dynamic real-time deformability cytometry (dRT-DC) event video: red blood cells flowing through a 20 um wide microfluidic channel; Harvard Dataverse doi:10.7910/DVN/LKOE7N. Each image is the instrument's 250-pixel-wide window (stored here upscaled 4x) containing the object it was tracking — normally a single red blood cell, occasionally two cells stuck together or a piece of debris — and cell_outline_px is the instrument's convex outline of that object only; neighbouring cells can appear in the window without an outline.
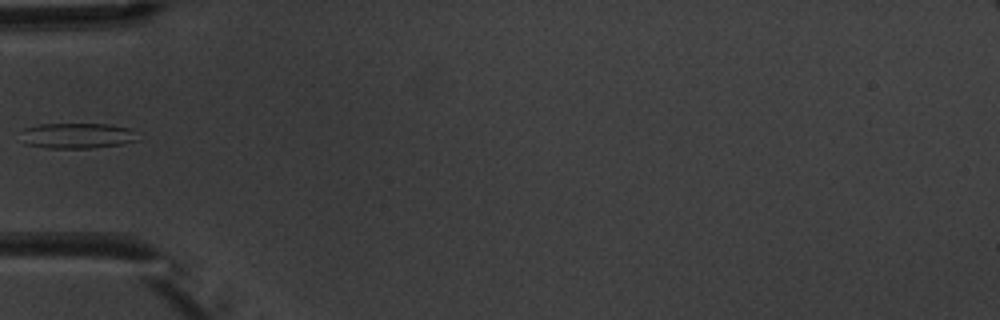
{"species": "common noctule bat (a hibernating species)", "species_latin": "Nyctalus noctula", "temperature_condition": "warm", "stored_images_in_passage": 3, "camera_frame_rate_fps": 3000, "um_per_image_px": 0.085, "animal": {"sex": "male", "body_mass_g": 20.1, "forearm_length_mm": 53.5}, "frame": {"image": 1, "passage_image": 2, "time_ms": 1.333, "image_size_px": [1000, 320], "cell_outline_px": [[140, 140], [120, 144], [88, 148], [48, 148], [24, 144], [24, 128], [40, 124], [108, 124], [132, 128], [136, 132]], "centroid_in_image_um": [6.63, 11.53], "position_along_channel_um": 78.4, "area_um2": 17.34}}